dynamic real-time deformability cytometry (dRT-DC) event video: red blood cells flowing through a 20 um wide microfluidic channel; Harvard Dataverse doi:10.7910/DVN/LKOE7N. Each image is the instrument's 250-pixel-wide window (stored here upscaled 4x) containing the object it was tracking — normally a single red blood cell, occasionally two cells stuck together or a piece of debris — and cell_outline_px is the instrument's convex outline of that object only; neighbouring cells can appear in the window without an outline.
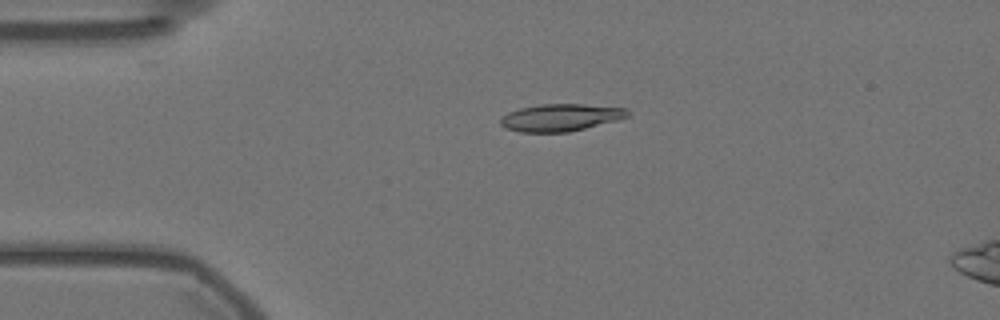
{"species": "Egyptian fruit bat (a non-hibernating species)", "species_latin": "Rousettus aegyptiacus", "temperature_condition": "warm", "stored_images_in_passage": 52, "camera_frame_rate_fps": 3000, "um_per_image_px": 0.085, "animal": {"sex": "female"}, "frame": {"image": 1, "passage_image": 8, "time_ms": 2.333, "image_size_px": [1000, 320], "cell_outline_px": [[628, 116], [616, 120], [568, 132], [520, 132], [504, 128], [500, 124], [500, 120], [508, 112], [520, 108], [540, 104], [584, 104], [628, 108]], "centroid_in_image_um": [47.62, 9.98], "position_along_channel_um": 37.4, "area_um2": 20.06}}
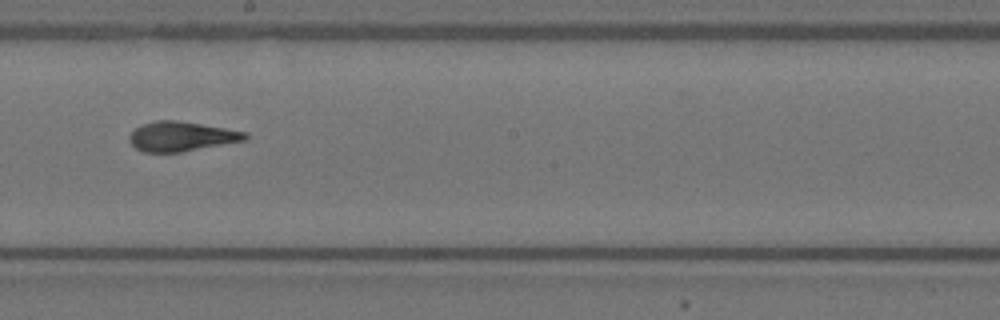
{"frame": {"image": 2, "passage_image": 27, "time_ms": 8.667, "image_size_px": [1000, 320], "cell_outline_px": [[248, 136], [244, 140], [180, 152], [144, 152], [136, 148], [128, 140], [128, 136], [136, 128], [144, 124], [156, 120], [176, 120], [248, 132]], "centroid_in_image_um": [15.39, 11.59], "position_along_channel_um": 232.8, "area_um2": 19.65}}
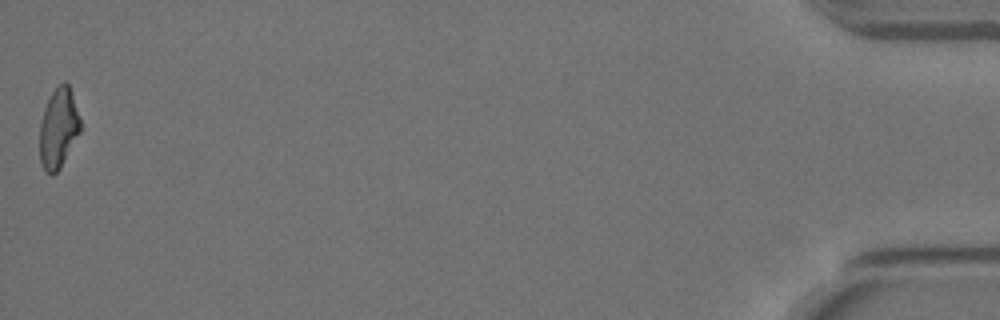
{"frame": {"image": 3, "passage_image": 52, "time_ms": 17.0, "image_size_px": [1000, 320], "cell_outline_px": [[84, 128], [60, 168], [52, 176], [44, 172], [40, 160], [40, 124], [44, 108], [52, 92], [64, 80], [68, 84], [84, 124]], "centroid_in_image_um": [5.02, 10.93], "position_along_channel_um": 430.2, "area_um2": 19.48}, "authors_computed_cell_mechanics": {"area_um2": 20.0277, "velocity_mm_per_s": 3.5607, "shape_relaxation_time_tau1_ms": null, "shape_relaxation_time_tau2_ms": 1.3344, "deformation_change_tau1": null, "deformation_change_tau2": 0.091}}